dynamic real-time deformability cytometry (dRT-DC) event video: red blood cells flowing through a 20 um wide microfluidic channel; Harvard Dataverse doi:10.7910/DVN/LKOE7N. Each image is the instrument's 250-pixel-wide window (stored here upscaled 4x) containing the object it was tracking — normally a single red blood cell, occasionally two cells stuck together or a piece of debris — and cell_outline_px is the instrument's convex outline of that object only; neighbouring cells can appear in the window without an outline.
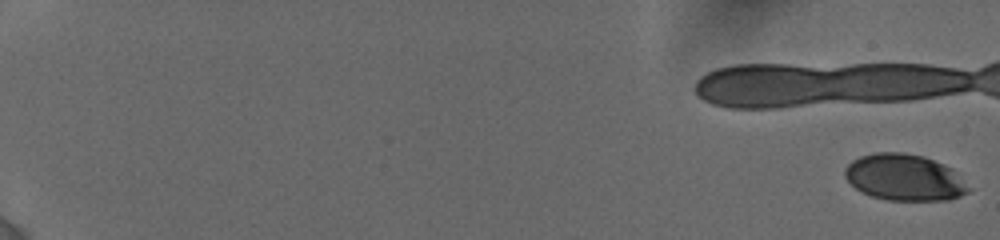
{"species": "human", "species_latin": "Homo sapiens", "temperature_condition": "cold", "stored_images_in_passage": 37, "camera_frame_rate_fps": 3000, "um_per_image_px": 0.085, "donor": {"sex": "female"}, "frame": {"image": 1, "passage_image": 1, "time_ms": 0.0, "image_size_px": [1000, 240], "cell_outline_px": [[972, 188], [968, 192], [960, 196], [948, 200], [888, 200], [872, 196], [860, 192], [844, 176], [844, 168], [852, 160], [860, 156], [876, 152], [904, 152], [924, 156], [944, 164], [952, 168]], "centroid_in_image_um": [76.89, 15.08], "position_along_channel_um": 8.1, "area_um2": 33.7}}
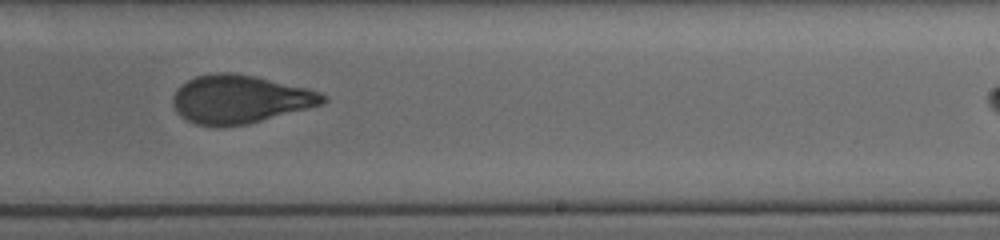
{"frame": {"image": 2, "passage_image": 25, "time_ms": 10.667, "image_size_px": [1000, 240], "cell_outline_px": [[328, 100], [324, 104], [244, 124], [196, 124], [180, 116], [176, 112], [172, 104], [172, 96], [176, 88], [188, 80], [196, 76], [216, 72], [232, 72], [252, 76], [308, 88], [320, 92], [328, 96]], "centroid_in_image_um": [20.38, 8.4], "position_along_channel_um": 268.6, "area_um2": 41.56}}
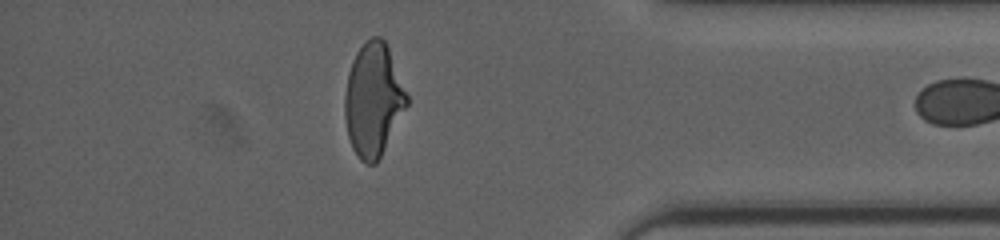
{"frame": {"image": 3, "passage_image": 36, "time_ms": 14.667, "image_size_px": [1000, 240], "cell_outline_px": [[408, 104], [376, 164], [368, 164], [360, 160], [352, 148], [348, 136], [344, 116], [344, 96], [348, 72], [352, 60], [356, 52], [372, 36], [380, 36], [384, 40], [388, 48], [408, 96]], "centroid_in_image_um": [31.7, 8.49], "position_along_channel_um": 403.5, "area_um2": 40.58}}